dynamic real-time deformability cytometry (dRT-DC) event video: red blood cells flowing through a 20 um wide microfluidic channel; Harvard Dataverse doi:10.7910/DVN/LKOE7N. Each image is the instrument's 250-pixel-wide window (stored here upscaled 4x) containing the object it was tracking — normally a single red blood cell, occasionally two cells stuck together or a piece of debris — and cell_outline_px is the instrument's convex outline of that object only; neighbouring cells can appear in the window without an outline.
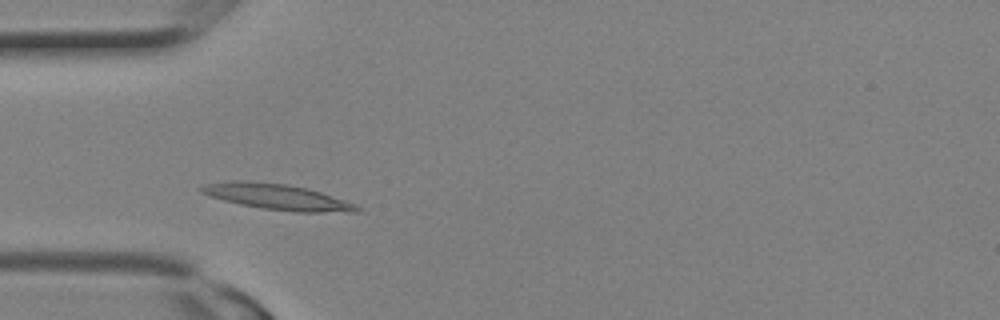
{"species": "Egyptian fruit bat (a non-hibernating species)", "species_latin": "Rousettus aegyptiacus", "temperature_condition": "room temperature", "stored_images_in_passage": 3, "camera_frame_rate_fps": 3000, "um_per_image_px": 0.085, "animal": {"sex": "female"}, "frame": {"image": 1, "passage_image": 3, "time_ms": 0.667, "image_size_px": [1000, 320], "cell_outline_px": [[364, 208], [360, 212], [296, 212], [260, 208], [240, 204], [208, 196], [200, 192], [200, 188], [204, 184], [232, 180], [244, 180], [284, 184], [304, 188], [320, 192], [356, 204]], "centroid_in_image_um": [23.57, 16.74], "position_along_channel_um": 61.4, "area_um2": 23.29}}